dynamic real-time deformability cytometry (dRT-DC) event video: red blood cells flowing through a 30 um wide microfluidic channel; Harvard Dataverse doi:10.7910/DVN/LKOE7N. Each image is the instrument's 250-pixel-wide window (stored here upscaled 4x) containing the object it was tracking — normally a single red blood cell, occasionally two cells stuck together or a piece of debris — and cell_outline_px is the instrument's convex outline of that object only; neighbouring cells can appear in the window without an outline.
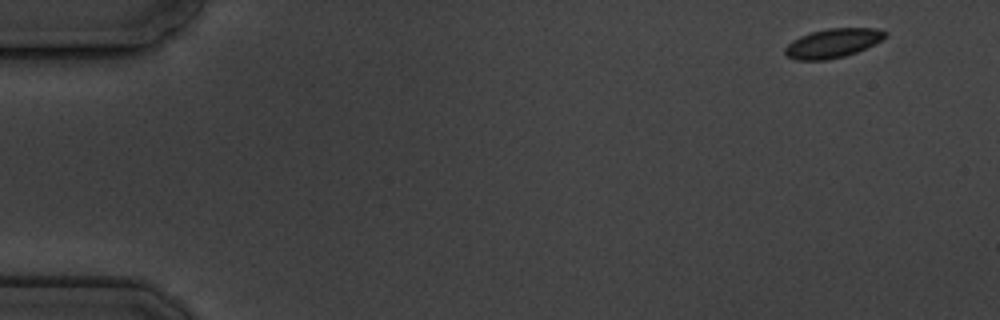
{"species": "common noctule bat (a hibernating species)", "species_latin": "Nyctalus noctula", "temperature_condition": "cold", "stored_images_in_passage": 4, "camera_frame_rate_fps": 3000, "um_per_image_px": 0.085, "animal": {"sex": "male", "body_mass_g": 19.5, "forearm_length_mm": 54.6}, "frame": {"image": 1, "passage_image": 1, "time_ms": 0.0, "image_size_px": [1000, 320], "cell_outline_px": [[888, 36], [856, 52], [844, 56], [824, 60], [796, 60], [788, 56], [784, 52], [784, 48], [792, 40], [800, 36], [812, 32], [828, 28], [876, 28], [888, 32]], "centroid_in_image_um": [70.77, 3.66], "position_along_channel_um": 14.2, "area_um2": 16.82}}